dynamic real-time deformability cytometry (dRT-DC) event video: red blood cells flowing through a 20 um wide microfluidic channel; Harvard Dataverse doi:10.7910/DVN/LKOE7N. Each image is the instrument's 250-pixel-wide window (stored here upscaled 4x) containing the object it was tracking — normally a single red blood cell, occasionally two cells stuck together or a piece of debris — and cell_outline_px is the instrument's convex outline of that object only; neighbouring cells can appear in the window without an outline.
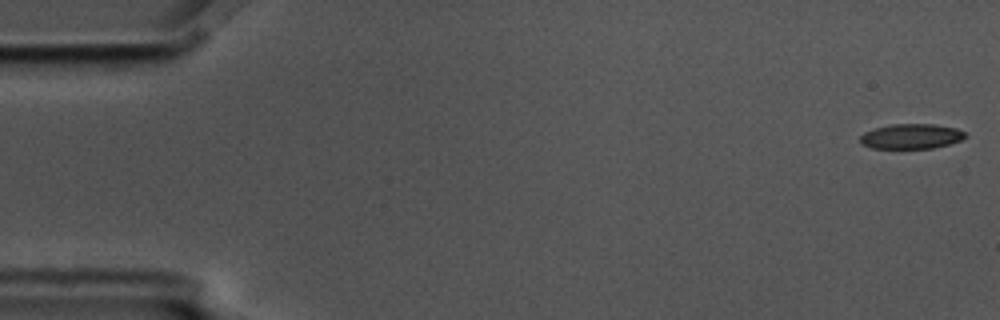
{"species": "common noctule bat (a hibernating species)", "species_latin": "Nyctalus noctula", "temperature_condition": "cold", "stored_images_in_passage": 7, "segment_of_instrument_passage": [2, 2], "camera_frame_rate_fps": 3000, "um_per_image_px": 0.085, "animal": {"sex": "male", "body_mass_g": 17.5, "forearm_length_mm": 52.3}, "frame": {"image": 1, "passage_image": 7, "time_ms": 2.0, "image_size_px": [1000, 320], "cell_outline_px": [[968, 136], [960, 140], [948, 144], [932, 148], [872, 148], [864, 144], [860, 140], [860, 136], [864, 132], [876, 128], [892, 124], [936, 124], [956, 128], [964, 132]], "centroid_in_image_um": [77.48, 11.58], "position_along_channel_um": 7.5, "area_um2": 15.14}}